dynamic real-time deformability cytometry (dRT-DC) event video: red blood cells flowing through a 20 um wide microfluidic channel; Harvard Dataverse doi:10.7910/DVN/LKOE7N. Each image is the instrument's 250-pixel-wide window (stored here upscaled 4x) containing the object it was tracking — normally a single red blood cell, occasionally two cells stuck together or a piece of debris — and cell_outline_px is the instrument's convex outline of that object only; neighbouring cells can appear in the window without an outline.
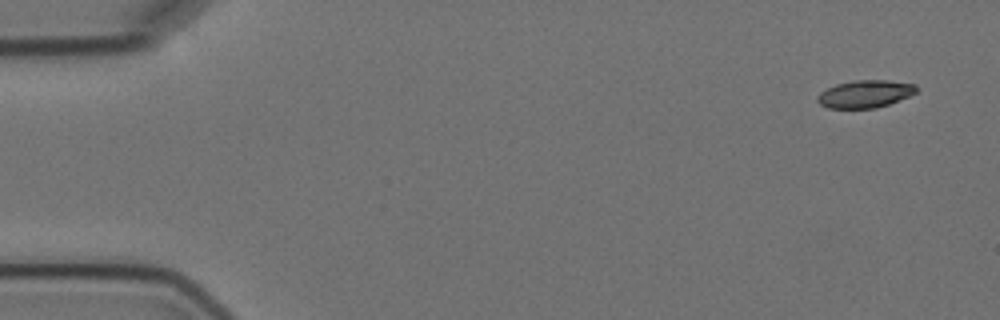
{"species": "Egyptian fruit bat (a non-hibernating species)", "species_latin": "Rousettus aegyptiacus", "temperature_condition": "cold", "stored_images_in_passage": 5, "camera_frame_rate_fps": 3000, "um_per_image_px": 0.085, "animal": {"sex": "female"}, "frame": {"image": 1, "passage_image": 1, "time_ms": 0.0, "image_size_px": [1000, 320], "cell_outline_px": [[920, 88], [916, 92], [908, 96], [888, 104], [876, 108], [828, 108], [820, 104], [816, 100], [816, 96], [820, 92], [836, 84], [856, 80], [888, 80], [916, 84]], "centroid_in_image_um": [73.54, 7.98], "position_along_channel_um": 11.5, "area_um2": 15.9}}
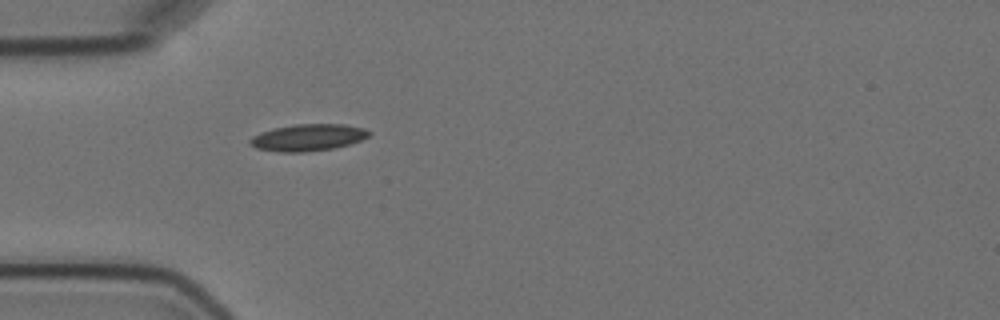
{"frame": {"image": 2, "passage_image": 5, "time_ms": 4.667, "image_size_px": [1000, 320], "cell_outline_px": [[372, 132], [368, 136], [360, 140], [348, 144], [332, 148], [304, 152], [280, 152], [256, 148], [248, 144], [248, 140], [252, 136], [260, 132], [272, 128], [296, 124], [344, 124], [364, 128]], "centroid_in_image_um": [26.13, 11.68], "position_along_channel_um": 58.9, "area_um2": 18.61}}